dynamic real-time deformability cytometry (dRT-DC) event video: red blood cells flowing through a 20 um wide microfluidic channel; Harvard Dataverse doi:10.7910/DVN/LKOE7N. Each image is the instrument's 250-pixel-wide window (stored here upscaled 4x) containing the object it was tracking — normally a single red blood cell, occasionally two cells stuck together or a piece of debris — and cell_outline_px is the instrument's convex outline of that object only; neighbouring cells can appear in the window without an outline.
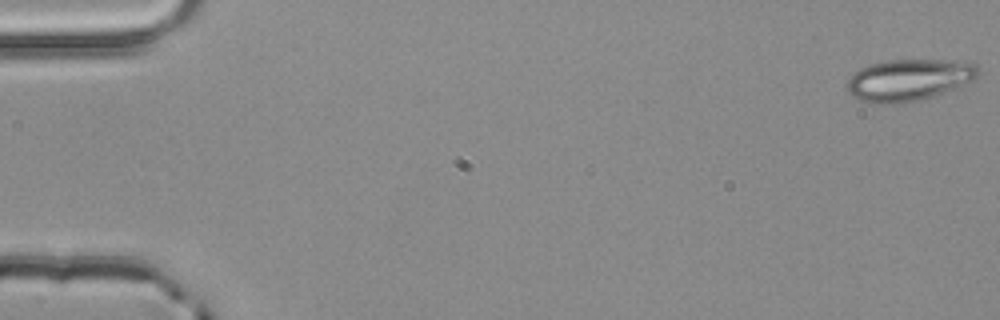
{"species": "common noctule bat (a hibernating species)", "species_latin": "Nyctalus noctula", "temperature_condition": "room temperature", "stored_images_in_passage": 4, "camera_frame_rate_fps": 3000, "um_per_image_px": 0.085, "animal": {"sex": "male", "body_mass_g": 20.4}, "frame": {"image": 1, "passage_image": 1, "time_ms": 0.0, "image_size_px": [1000, 320], "cell_outline_px": [[980, 72], [972, 80], [944, 92], [932, 96], [916, 100], [892, 104], [868, 104], [856, 100], [848, 92], [848, 80], [860, 68], [868, 64], [884, 60], [944, 60], [976, 64], [980, 68]], "centroid_in_image_um": [77.18, 6.8], "position_along_channel_um": 7.8, "area_um2": 31.73}}